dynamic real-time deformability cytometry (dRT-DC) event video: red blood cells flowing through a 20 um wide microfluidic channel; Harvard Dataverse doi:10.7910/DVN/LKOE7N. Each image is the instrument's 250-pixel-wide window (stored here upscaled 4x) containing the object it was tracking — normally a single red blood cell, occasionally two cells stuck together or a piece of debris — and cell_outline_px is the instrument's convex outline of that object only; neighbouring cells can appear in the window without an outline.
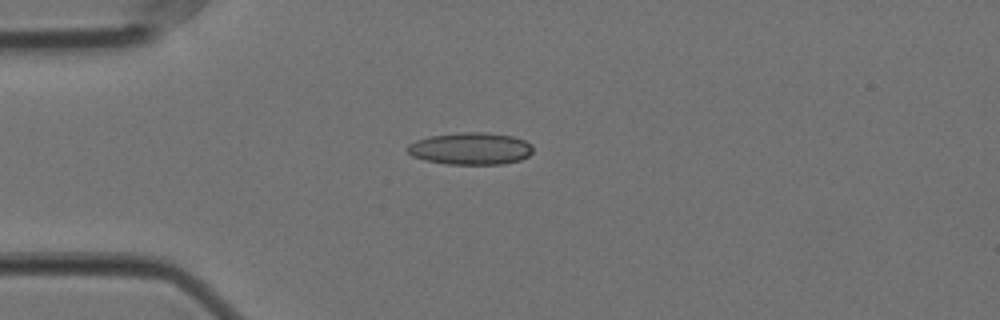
{"species": "Egyptian fruit bat (a non-hibernating species)", "species_latin": "Rousettus aegyptiacus", "temperature_condition": "cold", "stored_images_in_passage": 43, "camera_frame_rate_fps": 3000, "um_per_image_px": 0.085, "animal": {"sex": "female"}, "frame": {"image": 1, "passage_image": 1, "time_ms": 0.0, "image_size_px": [1000, 320], "cell_outline_px": [[532, 152], [528, 156], [520, 160], [504, 164], [448, 164], [424, 160], [412, 156], [404, 148], [408, 144], [416, 140], [428, 136], [460, 132], [484, 132], [512, 136], [524, 140], [532, 144]], "centroid_in_image_um": [39.97, 12.63], "position_along_channel_um": 45.0, "area_um2": 23.7}}
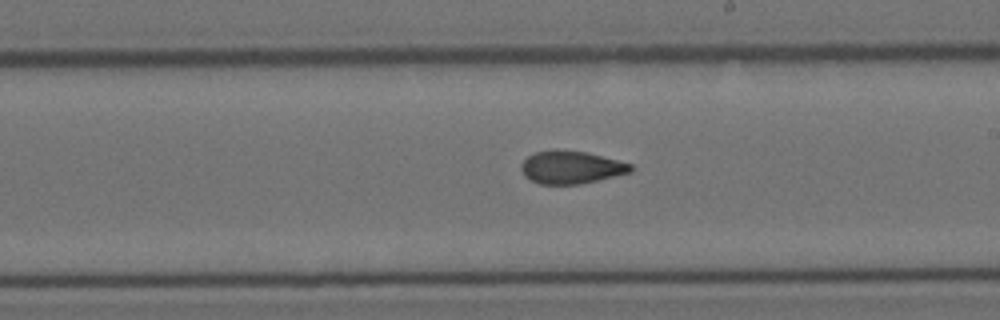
{"frame": {"image": 2, "passage_image": 19, "time_ms": 6.0, "image_size_px": [1000, 320], "cell_outline_px": [[632, 172], [580, 184], [540, 184], [524, 176], [520, 168], [520, 164], [528, 156], [536, 152], [552, 148], [556, 148], [588, 152], [632, 164]], "centroid_in_image_um": [48.52, 14.2], "position_along_channel_um": 240.5, "area_um2": 21.15}}
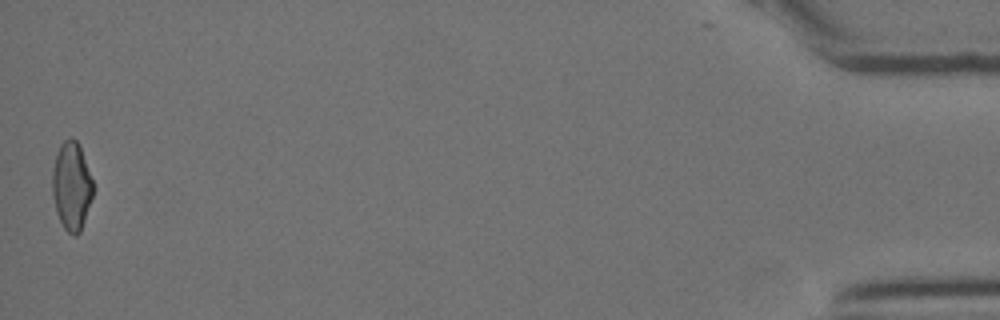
{"frame": {"image": 3, "passage_image": 43, "time_ms": 14.0, "image_size_px": [1000, 320], "cell_outline_px": [[92, 196], [80, 232], [76, 236], [72, 236], [64, 228], [56, 212], [52, 196], [52, 172], [56, 156], [60, 144], [68, 136], [72, 136], [76, 140], [80, 148], [92, 180]], "centroid_in_image_um": [6.05, 15.82], "position_along_channel_um": 429.1, "area_um2": 20.69}, "authors_computed_cell_mechanics": {"area_um2": 21.2126, "velocity_mm_per_s": 3.5481, "shape_relaxation_time_tau1_ms": 11.182, "shape_relaxation_time_tau2_ms": 2.5659, "deformation_change_tau1": 0.2305, "deformation_change_tau2": 0.0835}}